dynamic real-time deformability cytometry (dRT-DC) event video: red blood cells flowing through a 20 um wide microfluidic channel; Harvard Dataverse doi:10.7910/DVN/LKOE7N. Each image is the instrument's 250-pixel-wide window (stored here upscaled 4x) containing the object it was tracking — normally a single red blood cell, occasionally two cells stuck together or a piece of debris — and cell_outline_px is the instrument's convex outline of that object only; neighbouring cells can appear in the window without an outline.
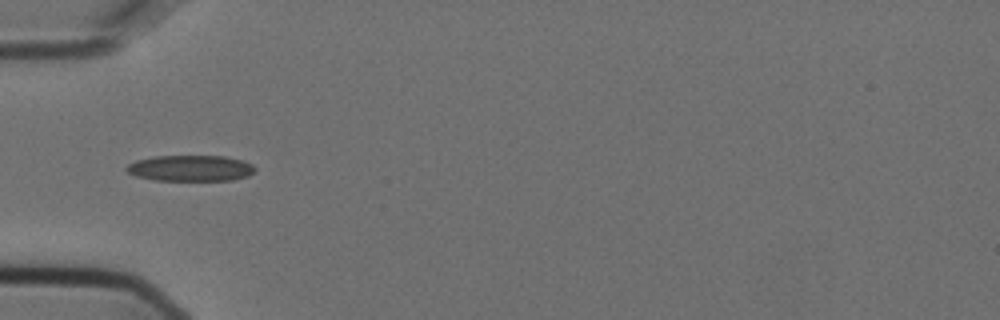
{"species": "Egyptian fruit bat (a non-hibernating species)", "species_latin": "Rousettus aegyptiacus", "temperature_condition": "cold", "stored_images_in_passage": 13, "camera_frame_rate_fps": 3000, "um_per_image_px": 0.085, "animal": {"sex": "female"}, "frame": {"image": 1, "passage_image": 4, "time_ms": 1.0, "image_size_px": [1000, 320], "cell_outline_px": [[256, 168], [248, 176], [232, 180], [152, 180], [136, 176], [128, 172], [124, 168], [128, 164], [136, 160], [156, 156], [224, 156], [244, 160], [252, 164]], "centroid_in_image_um": [16.19, 14.29], "position_along_channel_um": 68.8, "area_um2": 19.48}}
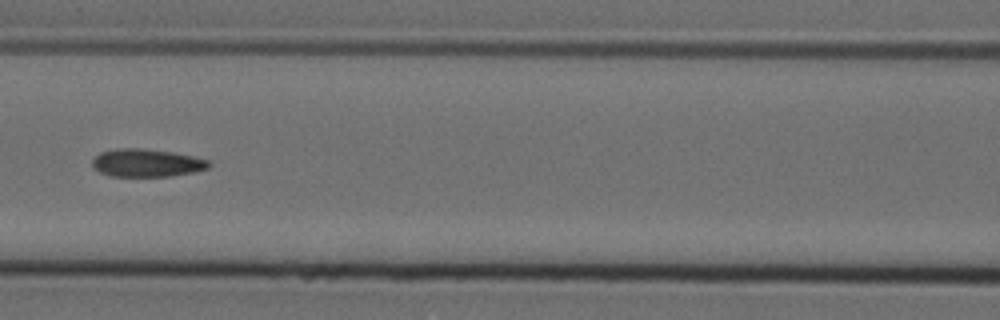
{"frame": {"image": 2, "passage_image": 6, "time_ms": 1.667, "image_size_px": [1000, 320], "cell_outline_px": [[212, 164], [208, 168], [196, 172], [168, 176], [112, 176], [100, 172], [92, 168], [92, 160], [100, 152], [116, 148], [140, 148], [172, 152], [192, 156], [208, 160]], "centroid_in_image_um": [12.46, 13.84], "position_along_channel_um": 154.1, "area_um2": 18.96}}
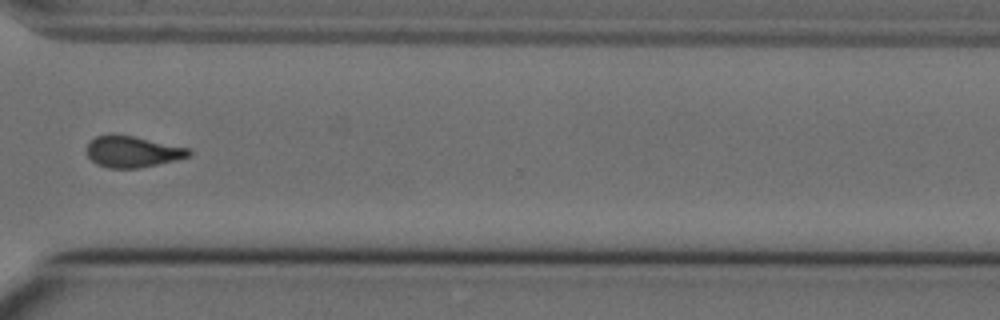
{"frame": {"image": 3, "passage_image": 11, "time_ms": 3.333, "image_size_px": [1000, 320], "cell_outline_px": [[192, 156], [140, 168], [108, 168], [96, 164], [88, 156], [88, 144], [96, 136], [108, 132], [112, 132], [192, 148]], "centroid_in_image_um": [11.29, 12.87], "position_along_channel_um": 359.3, "area_um2": 18.9}}